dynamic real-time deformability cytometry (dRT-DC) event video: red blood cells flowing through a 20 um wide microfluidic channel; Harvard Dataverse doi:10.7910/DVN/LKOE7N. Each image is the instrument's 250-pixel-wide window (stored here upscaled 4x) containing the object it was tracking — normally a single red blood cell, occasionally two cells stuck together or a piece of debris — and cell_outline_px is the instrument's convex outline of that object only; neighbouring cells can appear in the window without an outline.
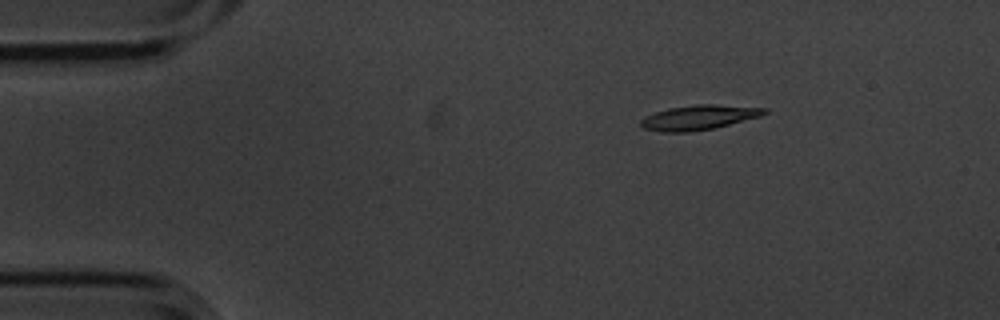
{"species": "common noctule bat (a hibernating species)", "species_latin": "Nyctalus noctula", "temperature_condition": "cold", "stored_images_in_passage": 3, "camera_frame_rate_fps": 3000, "um_per_image_px": 0.085, "animal": {"sex": "male", "body_mass_g": 20.1, "forearm_length_mm": 53.5}, "frame": {"image": 1, "passage_image": 1, "time_ms": 0.0, "image_size_px": [1000, 320], "cell_outline_px": [[768, 112], [760, 116], [712, 128], [688, 132], [660, 132], [644, 128], [640, 124], [640, 120], [644, 116], [668, 108], [696, 104], [716, 104], [768, 108]], "centroid_in_image_um": [59.38, 9.97], "position_along_channel_um": 25.6, "area_um2": 17.69}}